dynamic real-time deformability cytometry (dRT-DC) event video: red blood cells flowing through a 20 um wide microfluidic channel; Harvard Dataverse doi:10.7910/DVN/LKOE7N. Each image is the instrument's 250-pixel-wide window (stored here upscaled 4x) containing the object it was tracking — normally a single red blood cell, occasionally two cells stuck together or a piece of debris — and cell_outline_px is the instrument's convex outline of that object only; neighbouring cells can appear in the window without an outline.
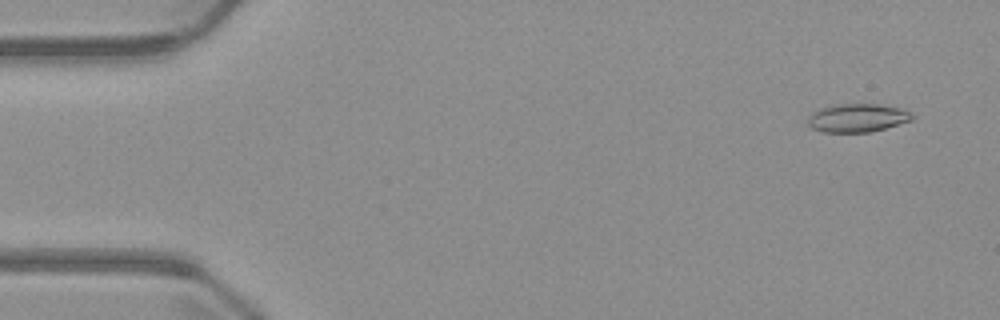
{"species": "common noctule bat (a hibernating species)", "species_latin": "Nyctalus noctula", "temperature_condition": "warm", "stored_images_in_passage": 4, "camera_frame_rate_fps": 3000, "um_per_image_px": 0.085, "animal": {"sex": "male", "body_mass_g": 23.1, "forearm_length_mm": 52.7}, "frame": {"image": 1, "passage_image": 1, "time_ms": 0.0, "image_size_px": [1000, 320], "cell_outline_px": [[916, 116], [912, 120], [884, 128], [868, 132], [820, 132], [812, 128], [808, 124], [808, 116], [812, 112], [820, 108], [832, 104], [876, 104], [904, 108], [912, 112]], "centroid_in_image_um": [72.88, 10.01], "position_along_channel_um": 12.1, "area_um2": 17.46}}
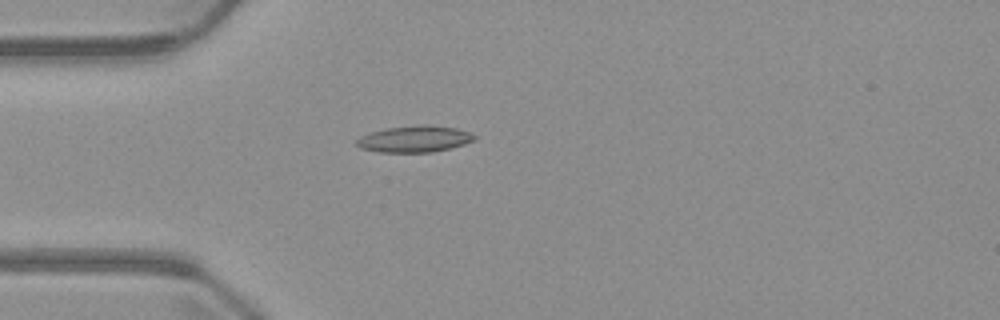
{"frame": {"image": 2, "passage_image": 4, "time_ms": 3.667, "image_size_px": [1000, 320], "cell_outline_px": [[476, 140], [464, 144], [432, 152], [380, 152], [360, 148], [356, 144], [356, 140], [360, 136], [372, 132], [388, 128], [424, 124], [456, 128], [472, 132], [476, 136]], "centroid_in_image_um": [35.26, 11.81], "position_along_channel_um": 49.7, "area_um2": 18.09}}